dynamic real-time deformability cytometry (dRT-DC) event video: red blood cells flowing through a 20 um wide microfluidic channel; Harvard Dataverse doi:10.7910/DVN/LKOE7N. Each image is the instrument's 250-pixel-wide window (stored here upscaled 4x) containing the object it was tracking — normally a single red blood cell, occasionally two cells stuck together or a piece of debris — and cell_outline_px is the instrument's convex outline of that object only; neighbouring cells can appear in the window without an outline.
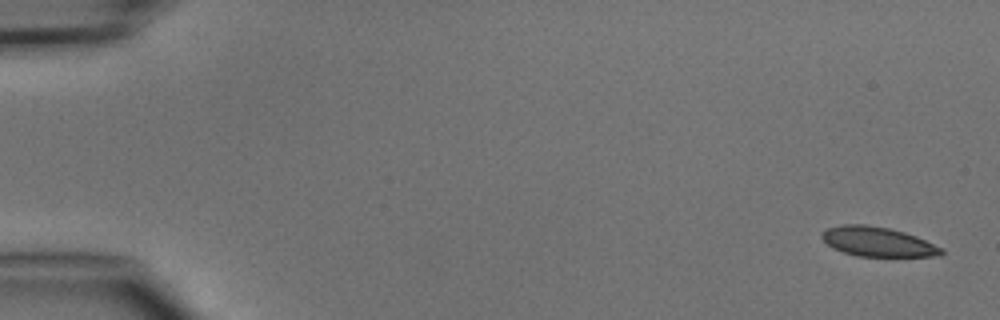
{"species": "common noctule bat (a hibernating species)", "species_latin": "Nyctalus noctula", "temperature_condition": "cold", "stored_images_in_passage": 3, "camera_frame_rate_fps": 3000, "um_per_image_px": 0.085, "animal": {"sex": "male", "body_mass_g": 15.6}, "frame": {"image": 1, "passage_image": 1, "time_ms": 0.0, "image_size_px": [1000, 320], "cell_outline_px": [[944, 252], [940, 256], [856, 256], [832, 248], [820, 236], [820, 232], [828, 228], [840, 224], [864, 224], [888, 228], [904, 232], [916, 236], [944, 248]], "centroid_in_image_um": [74.59, 20.54], "position_along_channel_um": 10.4, "area_um2": 20.63}}